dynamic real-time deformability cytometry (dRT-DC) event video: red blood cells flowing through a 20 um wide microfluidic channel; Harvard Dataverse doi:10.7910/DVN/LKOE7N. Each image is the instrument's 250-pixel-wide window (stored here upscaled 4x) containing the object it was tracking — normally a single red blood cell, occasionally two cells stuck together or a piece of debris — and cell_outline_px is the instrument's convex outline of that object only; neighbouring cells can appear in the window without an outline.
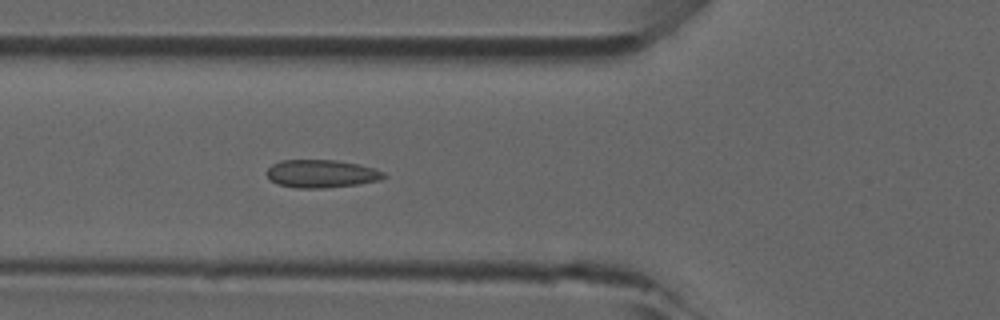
{"species": "common noctule bat (a hibernating species)", "species_latin": "Nyctalus noctula", "temperature_condition": "room temperature", "stored_images_in_passage": 37, "camera_frame_rate_fps": 3000, "um_per_image_px": 0.085, "animal": {"sex": "male", "forearm_length_mm": 52.5}, "frame": {"image": 1, "passage_image": 11, "time_ms": 3.333, "image_size_px": [1000, 320], "cell_outline_px": [[388, 176], [380, 180], [356, 184], [320, 188], [296, 188], [276, 184], [264, 172], [272, 164], [280, 160], [336, 160], [356, 164], [372, 168], [384, 172]], "centroid_in_image_um": [27.28, 14.76], "position_along_channel_um": 98.5, "area_um2": 18.96}}